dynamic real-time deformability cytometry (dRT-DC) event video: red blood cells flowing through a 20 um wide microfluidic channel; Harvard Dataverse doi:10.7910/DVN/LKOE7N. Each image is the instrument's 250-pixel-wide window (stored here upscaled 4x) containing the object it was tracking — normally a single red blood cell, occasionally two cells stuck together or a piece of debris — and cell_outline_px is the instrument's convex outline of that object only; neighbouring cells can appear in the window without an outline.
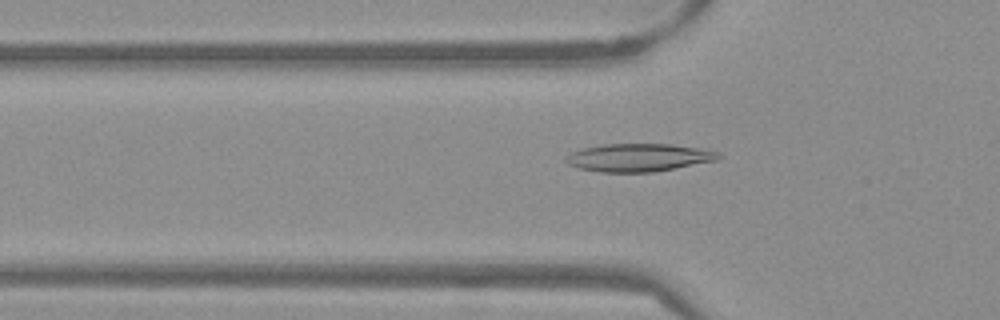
{"species": "Egyptian fruit bat (a non-hibernating species)", "species_latin": "Rousettus aegyptiacus", "temperature_condition": "warm", "stored_images_in_passage": 52, "camera_frame_rate_fps": 3000, "um_per_image_px": 0.085, "frame": {"image": 1, "passage_image": 17, "time_ms": 5.333, "image_size_px": [1000, 320], "cell_outline_px": [[720, 156], [716, 160], [656, 172], [600, 172], [580, 168], [568, 164], [564, 160], [572, 152], [580, 148], [604, 144], [672, 144], [700, 148], [720, 152]], "centroid_in_image_um": [54.28, 13.39], "position_along_channel_um": 71.5, "area_um2": 24.8}}
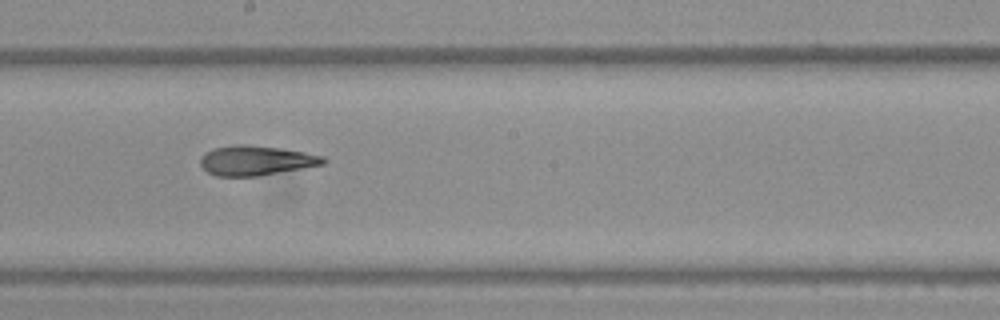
{"frame": {"image": 2, "passage_image": 29, "time_ms": 9.333, "image_size_px": [1000, 320], "cell_outline_px": [[328, 160], [324, 164], [256, 176], [216, 176], [208, 172], [200, 164], [200, 156], [204, 152], [216, 148], [232, 144], [248, 144], [280, 148], [304, 152], [324, 156]], "centroid_in_image_um": [21.74, 13.63], "position_along_channel_um": 226.5, "area_um2": 21.27}}
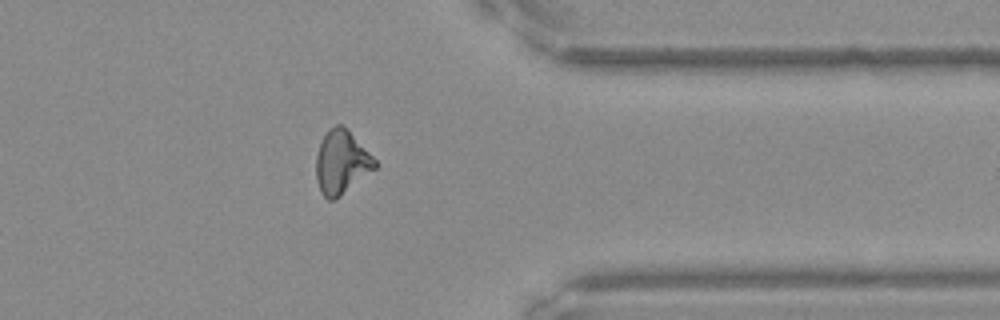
{"frame": {"image": 3, "passage_image": 42, "time_ms": 13.667, "image_size_px": [1000, 320], "cell_outline_px": [[376, 168], [336, 200], [328, 200], [320, 192], [316, 180], [316, 156], [320, 144], [328, 128], [336, 124], [344, 124], [376, 160]], "centroid_in_image_um": [29.02, 13.79], "position_along_channel_um": 382.4, "area_um2": 21.96}, "authors_computed_cell_mechanics": {"area_um2": 21.964, "velocity_mm_per_s": 3.8437, "shape_relaxation_time_tau1_ms": 6.6439, "shape_relaxation_time_tau2_ms": 2.9939, "deformation_change_tau1": 0.2162, "deformation_change_tau2": 0.0993}}